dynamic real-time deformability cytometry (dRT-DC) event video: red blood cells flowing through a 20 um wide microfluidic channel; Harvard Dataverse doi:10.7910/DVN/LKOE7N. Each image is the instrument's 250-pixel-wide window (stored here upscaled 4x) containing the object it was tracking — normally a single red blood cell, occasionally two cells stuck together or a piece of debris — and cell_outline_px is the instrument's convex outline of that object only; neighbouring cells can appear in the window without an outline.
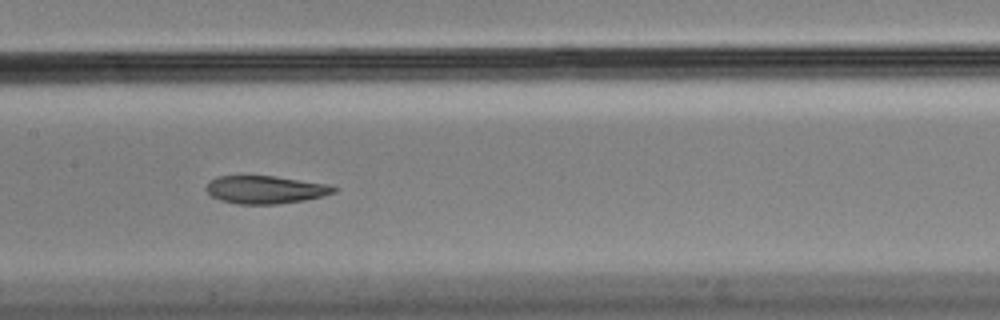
{"species": "Egyptian fruit bat (a non-hibernating species)", "species_latin": "Rousettus aegyptiacus", "temperature_condition": "cold", "stored_images_in_passage": 7, "camera_frame_rate_fps": 3000, "um_per_image_px": 0.085, "animal": {"sex": "male"}, "frame": {"image": 1, "passage_image": 5, "time_ms": 1.333, "image_size_px": [1000, 320], "cell_outline_px": [[336, 192], [324, 196], [304, 200], [276, 204], [236, 204], [220, 200], [212, 196], [204, 188], [208, 180], [216, 176], [276, 176], [328, 184], [336, 188]], "centroid_in_image_um": [22.53, 16.12], "position_along_channel_um": 184.9, "area_um2": 20.87}}
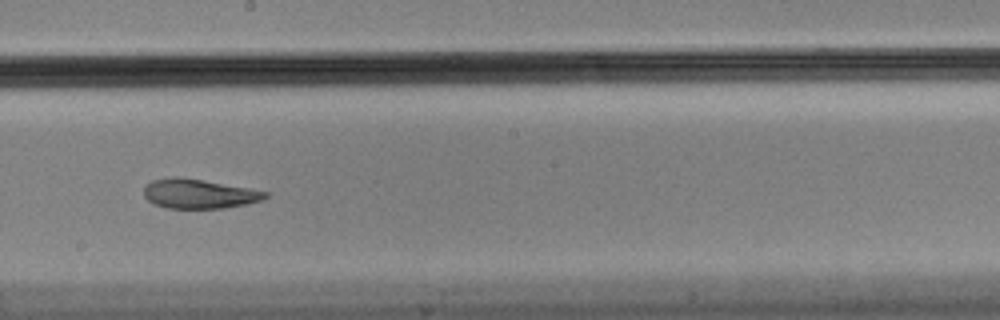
{"frame": {"image": 2, "passage_image": 6, "time_ms": 1.667, "image_size_px": [1000, 320], "cell_outline_px": [[268, 196], [264, 200], [224, 208], [168, 208], [156, 204], [148, 200], [144, 196], [144, 188], [152, 180], [204, 180], [248, 188], [268, 192]], "centroid_in_image_um": [16.99, 16.51], "position_along_channel_um": 231.2, "area_um2": 19.88}}
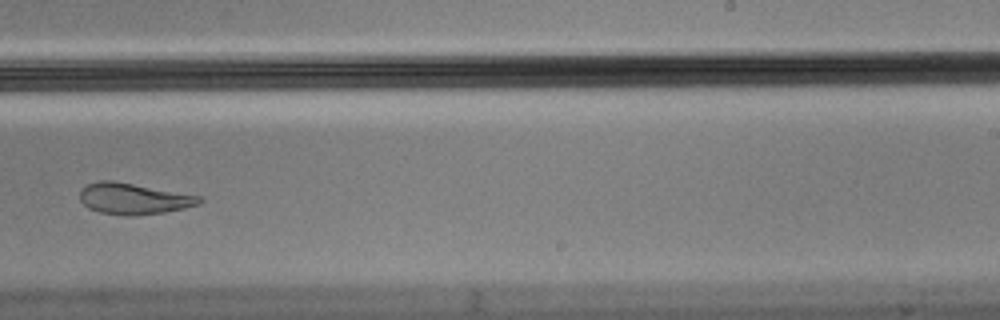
{"frame": {"image": 3, "passage_image": 7, "time_ms": 2.0, "image_size_px": [1000, 320], "cell_outline_px": [[204, 200], [200, 204], [184, 208], [164, 212], [132, 216], [128, 216], [100, 212], [88, 208], [80, 200], [80, 188], [88, 184], [100, 180], [112, 180], [200, 196]], "centroid_in_image_um": [11.34, 16.89], "position_along_channel_um": 277.7, "area_um2": 21.62}}